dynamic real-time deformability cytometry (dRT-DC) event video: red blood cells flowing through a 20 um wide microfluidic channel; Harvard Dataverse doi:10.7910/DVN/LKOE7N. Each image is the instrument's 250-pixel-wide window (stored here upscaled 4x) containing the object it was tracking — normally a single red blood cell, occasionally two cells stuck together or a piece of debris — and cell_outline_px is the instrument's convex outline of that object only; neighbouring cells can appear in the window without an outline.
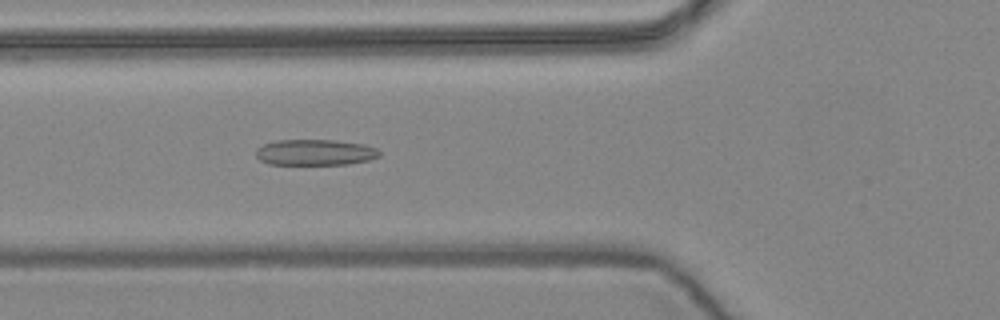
{"species": "common noctule bat (a hibernating species)", "species_latin": "Nyctalus noctula", "temperature_condition": "warm", "stored_images_in_passage": 42, "camera_frame_rate_fps": 3000, "um_per_image_px": 0.085, "animal": {"sex": "female", "body_mass_g": 24.6, "forearm_length_mm": 56.2}, "frame": {"image": 1, "passage_image": 13, "time_ms": 4.0, "image_size_px": [1000, 320], "cell_outline_px": [[380, 156], [368, 160], [348, 164], [268, 164], [260, 160], [256, 156], [256, 148], [264, 144], [276, 140], [336, 140], [364, 144], [376, 148], [380, 152]], "centroid_in_image_um": [26.78, 12.94], "position_along_channel_um": 99.0, "area_um2": 18.67}}
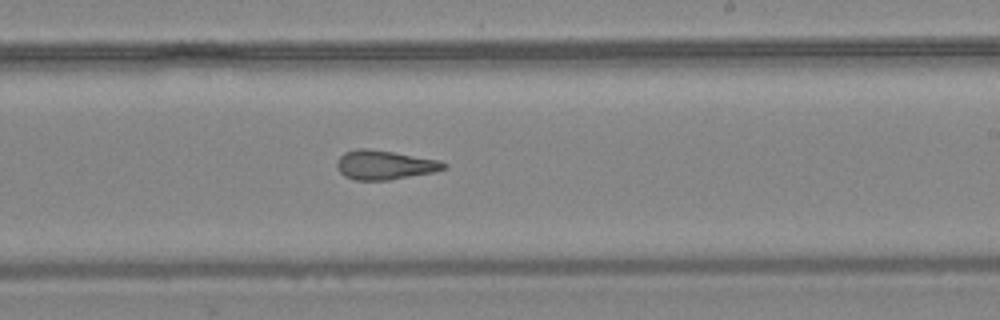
{"frame": {"image": 2, "passage_image": 26, "time_ms": 8.333, "image_size_px": [1000, 320], "cell_outline_px": [[448, 168], [436, 172], [388, 180], [356, 180], [344, 176], [340, 172], [336, 164], [336, 160], [344, 152], [356, 148], [364, 148], [392, 152], [440, 160], [448, 164]], "centroid_in_image_um": [32.71, 14.02], "position_along_channel_um": 256.3, "area_um2": 18.32}}
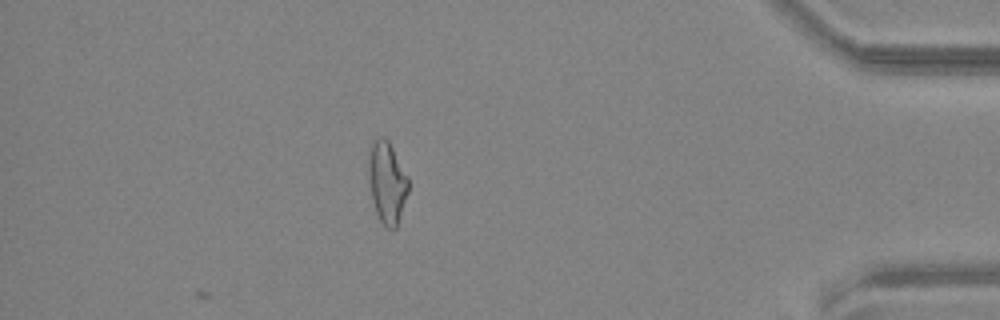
{"frame": {"image": 3, "passage_image": 42, "time_ms": 13.667, "image_size_px": [1000, 320], "cell_outline_px": [[408, 192], [396, 228], [388, 228], [380, 220], [376, 212], [372, 200], [368, 180], [368, 152], [372, 140], [380, 136], [384, 136], [388, 140], [408, 176]], "centroid_in_image_um": [32.87, 15.45], "position_along_channel_um": 402.3, "area_um2": 19.07}, "authors_computed_cell_mechanics": {"area_um2": 18.3804, "velocity_mm_per_s": 3.6202, "shape_relaxation_time_tau1_ms": null, "shape_relaxation_time_tau2_ms": 2.3775, "deformation_change_tau1": null, "deformation_change_tau2": 0.1204}}